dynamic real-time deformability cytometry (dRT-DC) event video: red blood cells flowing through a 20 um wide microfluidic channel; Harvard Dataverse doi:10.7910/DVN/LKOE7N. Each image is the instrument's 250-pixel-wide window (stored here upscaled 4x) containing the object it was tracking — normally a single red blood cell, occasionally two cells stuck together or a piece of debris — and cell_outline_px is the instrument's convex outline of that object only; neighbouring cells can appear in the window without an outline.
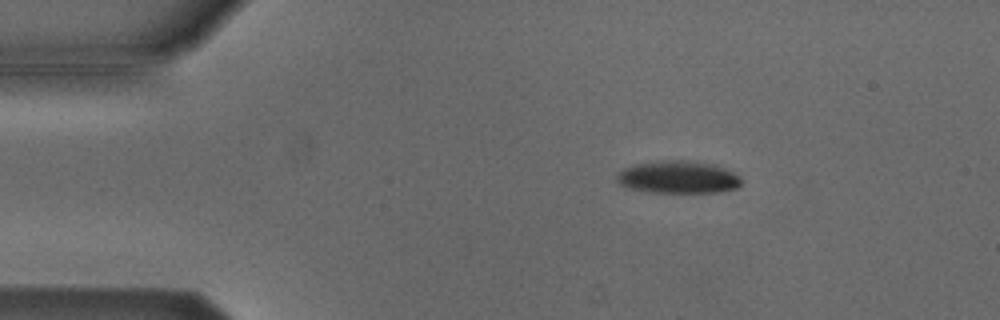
{"species": "Egyptian fruit bat (a non-hibernating species)", "species_latin": "Rousettus aegyptiacus", "temperature_condition": "cold", "stored_images_in_passage": 4, "camera_frame_rate_fps": 3000, "um_per_image_px": 0.085, "animal": {"sex": "male"}, "frame": {"image": 1, "passage_image": 3, "time_ms": 0.667, "image_size_px": [1000, 320], "cell_outline_px": [[740, 184], [736, 188], [720, 192], [648, 192], [628, 188], [620, 184], [616, 180], [616, 172], [624, 168], [636, 164], [656, 160], [684, 160], [716, 164], [740, 176]], "centroid_in_image_um": [57.6, 15.05], "position_along_channel_um": 27.4, "area_um2": 23.76}}